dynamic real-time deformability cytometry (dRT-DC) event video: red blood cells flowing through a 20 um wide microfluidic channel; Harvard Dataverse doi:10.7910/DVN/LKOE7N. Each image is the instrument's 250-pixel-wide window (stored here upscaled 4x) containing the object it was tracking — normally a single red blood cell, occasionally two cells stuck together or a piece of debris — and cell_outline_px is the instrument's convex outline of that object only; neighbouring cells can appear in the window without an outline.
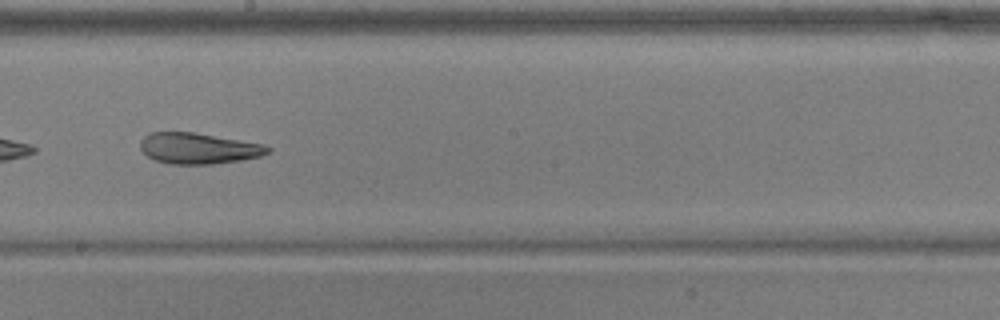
{"species": "common noctule bat (a hibernating species)", "species_latin": "Nyctalus noctula", "temperature_condition": "warm", "stored_images_in_passage": 37, "camera_frame_rate_fps": 3000, "um_per_image_px": 0.085, "animal": {"sex": "male", "body_mass_g": 17.9, "forearm_length_mm": 54.2}, "frame": {"image": 1, "passage_image": 16, "time_ms": 5.0, "image_size_px": [1000, 320], "cell_outline_px": [[272, 152], [260, 156], [240, 160], [212, 164], [172, 164], [156, 160], [148, 156], [140, 148], [140, 140], [148, 132], [192, 132], [264, 144], [272, 148]], "centroid_in_image_um": [16.88, 12.6], "position_along_channel_um": 231.3, "area_um2": 22.95}}
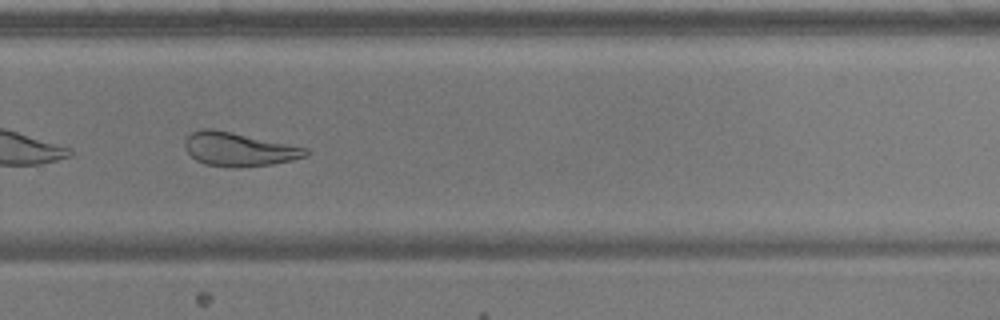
{"frame": {"image": 2, "passage_image": 22, "time_ms": 7.0, "image_size_px": [1000, 320], "cell_outline_px": [[308, 156], [292, 160], [272, 164], [232, 168], [204, 164], [196, 160], [184, 148], [184, 144], [188, 136], [192, 132], [200, 128], [212, 128], [308, 148]], "centroid_in_image_um": [20.28, 12.69], "position_along_channel_um": 309.5, "area_um2": 23.7}, "authors_computed_cell_mechanics": {"area_um2": 24.9696, "velocity_mm_per_s": 3.9191, "shape_relaxation_time_tau1_ms": null, "shape_relaxation_time_tau2_ms": 2.8606, "deformation_change_tau1": null, "deformation_change_tau2": 0.1072}}